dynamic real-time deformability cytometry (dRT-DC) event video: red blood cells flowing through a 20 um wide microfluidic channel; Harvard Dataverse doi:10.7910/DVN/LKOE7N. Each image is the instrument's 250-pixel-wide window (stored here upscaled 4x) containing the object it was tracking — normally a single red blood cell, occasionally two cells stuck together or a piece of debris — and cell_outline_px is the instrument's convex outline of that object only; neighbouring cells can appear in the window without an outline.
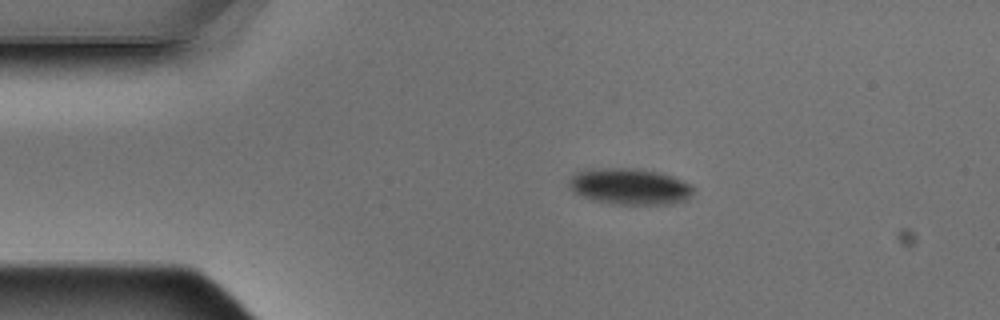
{"species": "Egyptian fruit bat (a non-hibernating species)", "species_latin": "Rousettus aegyptiacus", "temperature_condition": "warm", "stored_images_in_passage": 5, "camera_frame_rate_fps": 3000, "um_per_image_px": 0.085, "animal": {"sex": "male"}, "frame": {"image": 1, "passage_image": 2, "time_ms": 0.333, "image_size_px": [1000, 320], "cell_outline_px": [[696, 188], [688, 200], [672, 204], [616, 204], [592, 200], [568, 188], [568, 180], [576, 172], [588, 168], [640, 168], [660, 172], [672, 176], [692, 184]], "centroid_in_image_um": [53.56, 15.84], "position_along_channel_um": 31.4, "area_um2": 26.7}}
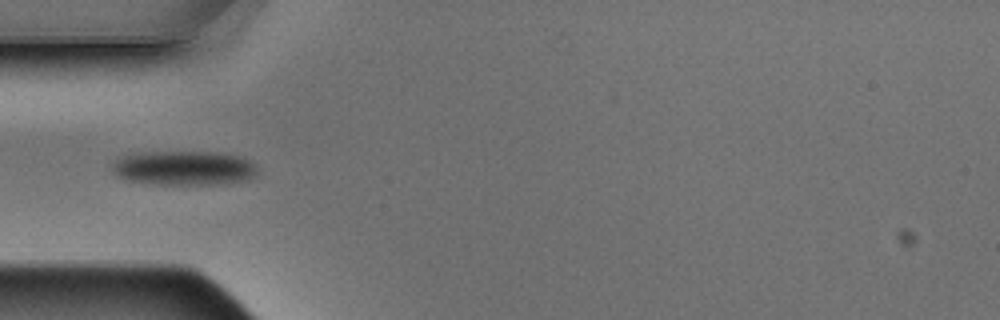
{"frame": {"image": 2, "passage_image": 4, "time_ms": 1.0, "image_size_px": [1000, 320], "cell_outline_px": [[256, 176], [248, 180], [228, 184], [152, 184], [124, 180], [116, 176], [112, 172], [112, 164], [120, 156], [132, 152], [216, 152], [240, 156], [248, 160], [256, 168]], "centroid_in_image_um": [15.58, 14.29], "position_along_channel_um": 69.4, "area_um2": 29.59}}
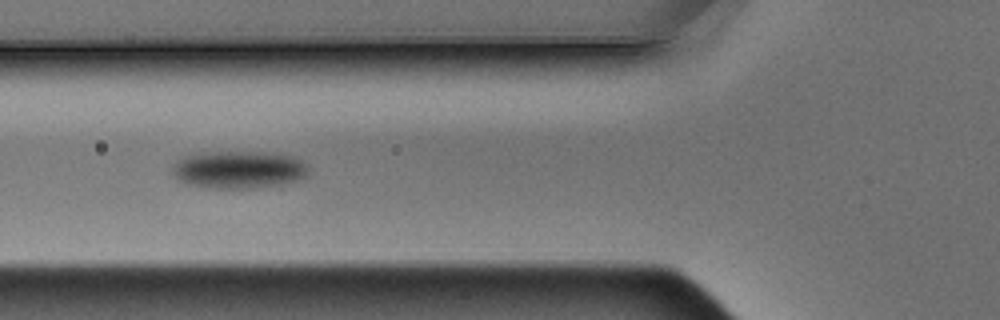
{"frame": {"image": 3, "passage_image": 5, "time_ms": 1.333, "image_size_px": [1000, 320], "cell_outline_px": [[308, 176], [296, 180], [276, 184], [252, 188], [208, 188], [184, 184], [172, 172], [172, 164], [176, 160], [184, 156], [200, 152], [280, 152], [296, 156], [308, 164]], "centroid_in_image_um": [20.3, 14.39], "position_along_channel_um": 105.5, "area_um2": 30.29}}